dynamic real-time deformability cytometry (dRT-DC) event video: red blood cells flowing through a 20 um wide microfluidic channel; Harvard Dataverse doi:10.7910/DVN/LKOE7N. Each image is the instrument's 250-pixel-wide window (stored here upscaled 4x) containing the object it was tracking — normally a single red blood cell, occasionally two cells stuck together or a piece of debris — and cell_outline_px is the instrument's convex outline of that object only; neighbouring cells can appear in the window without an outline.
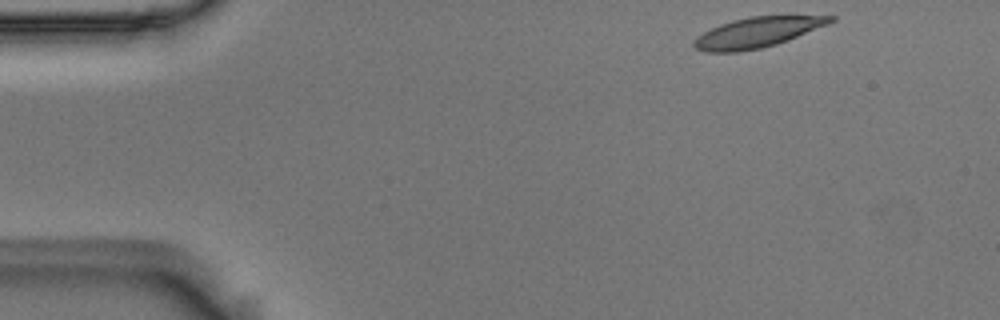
{"species": "Egyptian fruit bat (a non-hibernating species)", "species_latin": "Rousettus aegyptiacus", "temperature_condition": "room temperature", "stored_images_in_passage": 49, "camera_frame_rate_fps": 3000, "um_per_image_px": 0.085, "animal": {"sex": "male"}, "frame": {"image": 1, "passage_image": 1, "time_ms": 0.0, "image_size_px": [1000, 320], "cell_outline_px": [[836, 20], [828, 24], [788, 40], [776, 44], [760, 48], [736, 52], [704, 52], [696, 48], [692, 44], [696, 36], [720, 24], [732, 20], [748, 16], [788, 12], [836, 16]], "centroid_in_image_um": [64.49, 2.68], "position_along_channel_um": 20.5, "area_um2": 25.14}}
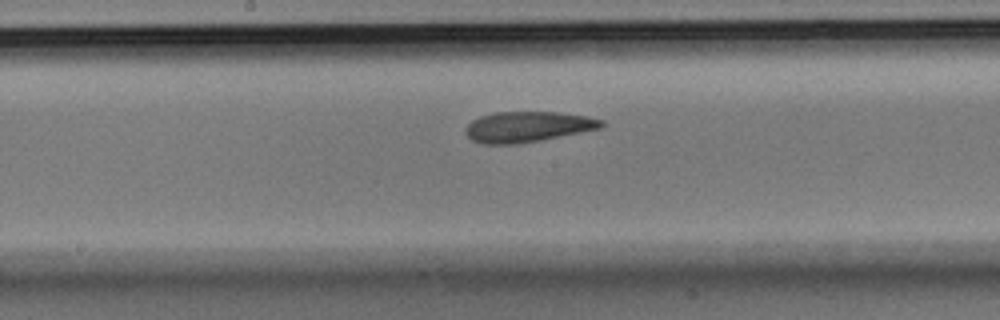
{"frame": {"image": 2, "passage_image": 23, "time_ms": 7.333, "image_size_px": [1000, 320], "cell_outline_px": [[604, 124], [600, 128], [540, 140], [516, 144], [484, 144], [472, 140], [464, 132], [468, 124], [472, 120], [480, 116], [492, 112], [556, 112], [588, 116], [604, 120]], "centroid_in_image_um": [44.82, 10.77], "position_along_channel_um": 203.4, "area_um2": 24.1}}
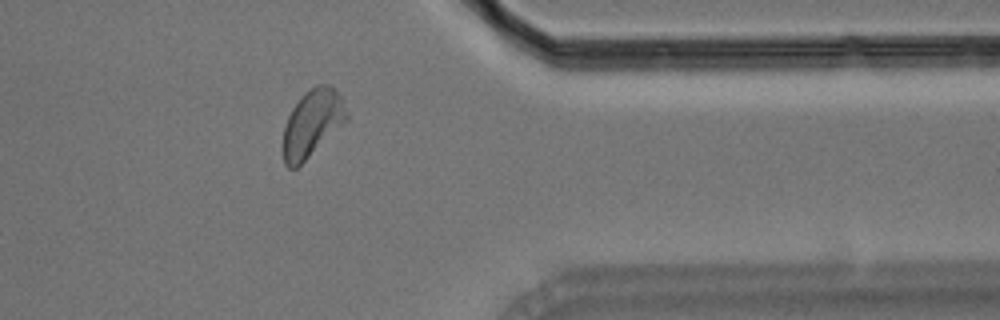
{"frame": {"image": 3, "passage_image": 39, "time_ms": 12.667, "image_size_px": [1000, 320], "cell_outline_px": [[348, 120], [344, 124], [296, 168], [288, 168], [284, 164], [280, 144], [284, 128], [288, 116], [292, 108], [300, 96], [308, 88], [316, 84], [332, 84], [340, 96], [348, 112]], "centroid_in_image_um": [26.51, 10.47], "position_along_channel_um": 384.9, "area_um2": 25.32}, "authors_computed_cell_mechanics": {"area_um2": 24.6228, "velocity_mm_per_s": 3.6527, "shape_relaxation_time_tau1_ms": 7.755, "shape_relaxation_time_tau2_ms": 3.3752, "deformation_change_tau1": 0.173, "deformation_change_tau2": 0.1031}}